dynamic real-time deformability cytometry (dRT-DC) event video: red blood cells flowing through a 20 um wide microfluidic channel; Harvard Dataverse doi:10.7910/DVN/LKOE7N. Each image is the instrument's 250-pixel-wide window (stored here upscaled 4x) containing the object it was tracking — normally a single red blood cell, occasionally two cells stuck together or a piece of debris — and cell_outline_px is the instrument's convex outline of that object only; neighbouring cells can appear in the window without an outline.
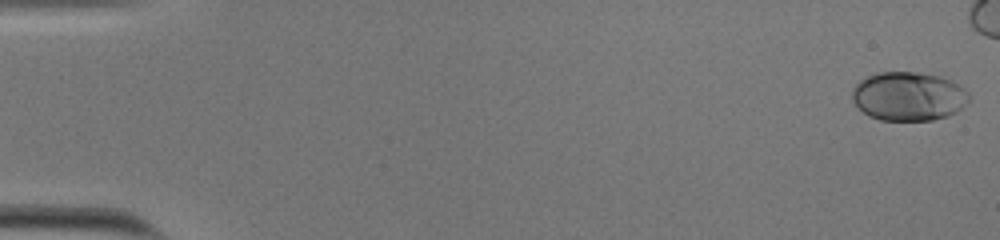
{"species": "human", "species_latin": "Homo sapiens", "temperature_condition": "cold", "stored_images_in_passage": 49, "camera_frame_rate_fps": 3000, "um_per_image_px": 0.085, "donor": {"sex": "male"}, "frame": {"image": 1, "passage_image": 1, "time_ms": 0.0, "image_size_px": [1000, 240], "cell_outline_px": [[968, 100], [956, 112], [948, 116], [932, 120], [880, 120], [868, 116], [852, 100], [852, 92], [856, 84], [860, 80], [876, 72], [916, 72], [940, 76], [952, 80], [964, 88], [968, 92]], "centroid_in_image_um": [77.21, 8.18], "position_along_channel_um": 7.8, "area_um2": 33.23}}
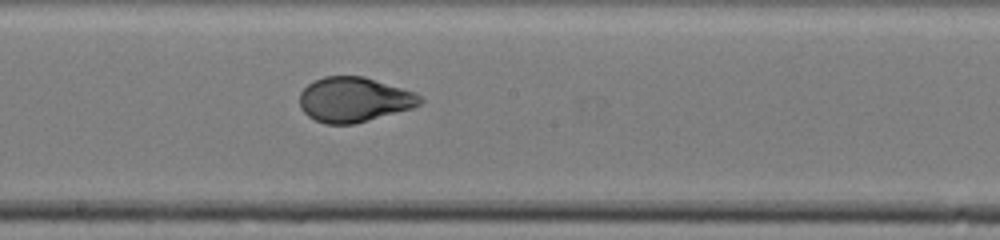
{"frame": {"image": 2, "passage_image": 31, "time_ms": 10.0, "image_size_px": [1000, 240], "cell_outline_px": [[424, 100], [420, 104], [412, 108], [368, 120], [352, 124], [324, 124], [308, 116], [300, 108], [300, 92], [308, 84], [324, 76], [364, 76], [416, 92]], "centroid_in_image_um": [30.1, 8.46], "position_along_channel_um": 218.1, "area_um2": 31.44}}
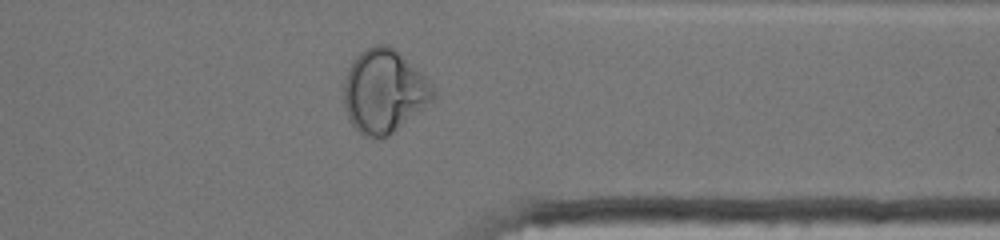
{"frame": {"image": 3, "passage_image": 44, "time_ms": 14.333, "image_size_px": [1000, 240], "cell_outline_px": [[436, 100], [388, 136], [380, 140], [364, 136], [352, 124], [344, 108], [344, 80], [348, 68], [352, 60], [364, 48], [376, 44], [388, 44], [420, 72], [428, 80], [436, 92]], "centroid_in_image_um": [32.64, 7.78], "position_along_channel_um": 378.8, "area_um2": 43.58}, "authors_computed_cell_mechanics": {"area_um2": 31.9056, "velocity_mm_per_s": 3.7933, "shape_relaxation_time_tau1_ms": 7.4802, "shape_relaxation_time_tau2_ms": null, "deformation_change_tau1": 0.2178, "deformation_change_tau2": null}}